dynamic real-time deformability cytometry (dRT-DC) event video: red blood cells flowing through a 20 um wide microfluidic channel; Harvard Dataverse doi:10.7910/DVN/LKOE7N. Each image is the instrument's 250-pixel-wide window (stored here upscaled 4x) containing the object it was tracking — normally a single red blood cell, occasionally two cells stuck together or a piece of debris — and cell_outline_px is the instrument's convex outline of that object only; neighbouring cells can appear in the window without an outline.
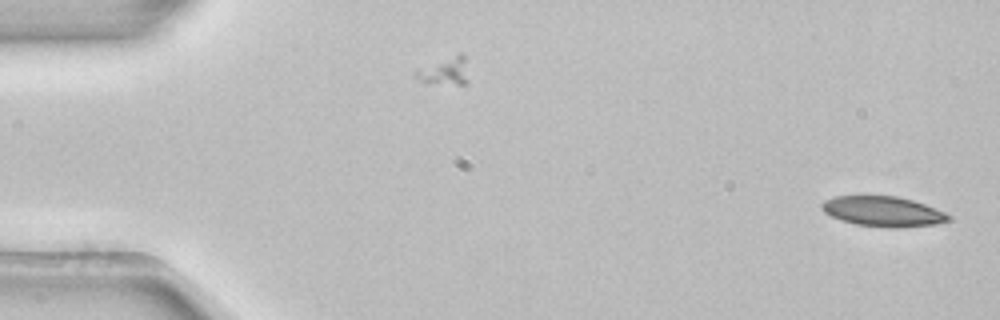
{"species": "common noctule bat (a hibernating species)", "species_latin": "Nyctalus noctula", "temperature_condition": "room temperature", "stored_images_in_passage": 2, "camera_frame_rate_fps": 3000, "um_per_image_px": 0.085, "animal": {"sex": "female", "body_mass_g": 22.7, "forearm_length_mm": 54.2}, "frame": {"image": 1, "passage_image": 2, "time_ms": 0.333, "image_size_px": [1000, 320], "cell_outline_px": [[952, 220], [936, 224], [900, 228], [888, 228], [856, 224], [840, 220], [824, 212], [820, 208], [820, 204], [824, 200], [836, 196], [896, 196], [912, 200], [936, 208], [952, 216]], "centroid_in_image_um": [75.07, 17.98], "position_along_channel_um": 9.9, "area_um2": 22.43}}